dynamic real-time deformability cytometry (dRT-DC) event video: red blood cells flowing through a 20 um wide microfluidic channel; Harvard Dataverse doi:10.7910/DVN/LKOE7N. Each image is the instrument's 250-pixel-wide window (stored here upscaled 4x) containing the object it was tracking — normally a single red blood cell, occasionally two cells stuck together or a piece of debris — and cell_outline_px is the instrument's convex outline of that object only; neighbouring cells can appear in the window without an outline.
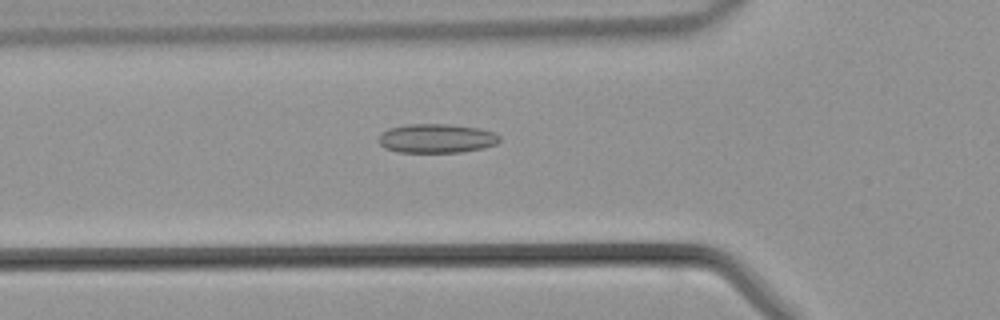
{"species": "common noctule bat (a hibernating species)", "species_latin": "Nyctalus noctula", "temperature_condition": "warm", "stored_images_in_passage": 42, "camera_frame_rate_fps": 3000, "um_per_image_px": 0.085, "animal": {"sex": "male", "body_mass_g": 21.5, "forearm_length_mm": 52.0}, "frame": {"image": 1, "passage_image": 13, "time_ms": 4.0, "image_size_px": [1000, 320], "cell_outline_px": [[500, 140], [496, 144], [484, 148], [460, 152], [400, 152], [384, 148], [380, 144], [380, 136], [388, 128], [408, 124], [448, 124], [480, 128], [496, 132], [500, 136]], "centroid_in_image_um": [37.16, 11.76], "position_along_channel_um": 88.6, "area_um2": 20.52}}
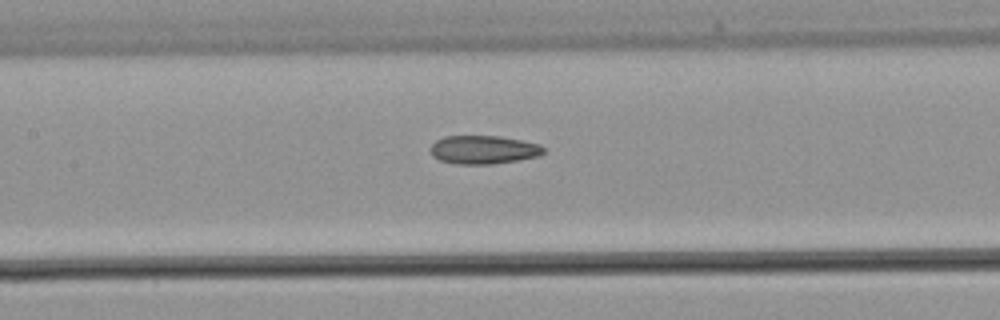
{"frame": {"image": 2, "passage_image": 18, "time_ms": 5.667, "image_size_px": [1000, 320], "cell_outline_px": [[544, 152], [540, 156], [492, 164], [456, 164], [440, 160], [432, 156], [432, 144], [436, 140], [444, 136], [500, 136], [540, 144], [544, 148]], "centroid_in_image_um": [41.1, 12.72], "position_along_channel_um": 166.3, "area_um2": 18.67}}
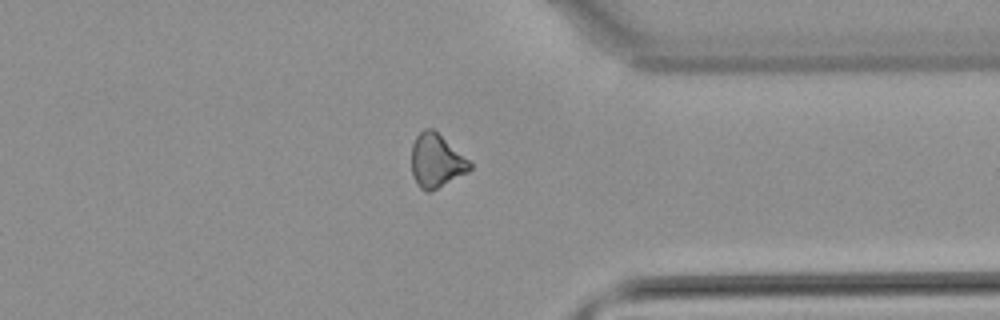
{"frame": {"image": 3, "passage_image": 32, "time_ms": 10.333, "image_size_px": [1000, 320], "cell_outline_px": [[472, 168], [468, 172], [428, 192], [424, 192], [416, 184], [412, 176], [412, 144], [416, 136], [424, 128], [432, 128], [468, 160], [472, 164]], "centroid_in_image_um": [37.05, 13.68], "position_along_channel_um": 374.4, "area_um2": 17.92}}